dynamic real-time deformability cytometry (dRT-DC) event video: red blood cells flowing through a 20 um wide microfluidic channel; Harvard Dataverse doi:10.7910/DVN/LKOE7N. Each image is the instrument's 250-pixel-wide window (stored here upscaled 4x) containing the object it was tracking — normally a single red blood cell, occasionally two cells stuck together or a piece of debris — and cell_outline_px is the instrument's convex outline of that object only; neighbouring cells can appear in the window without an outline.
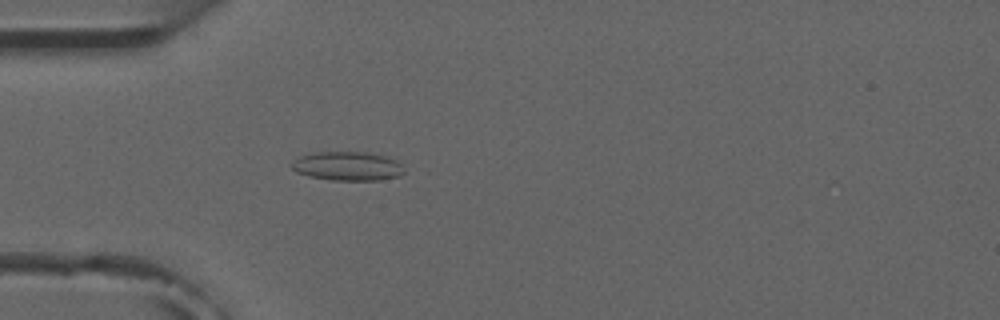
{"species": "common noctule bat (a hibernating species)", "species_latin": "Nyctalus noctula", "temperature_condition": "room temperature", "stored_images_in_passage": 5, "camera_frame_rate_fps": 3000, "um_per_image_px": 0.085, "animal": {"sex": "male", "forearm_length_mm": 52.5}, "frame": {"image": 1, "passage_image": 5, "time_ms": 4.667, "image_size_px": [1000, 320], "cell_outline_px": [[404, 172], [400, 176], [380, 180], [332, 180], [308, 176], [296, 172], [292, 168], [292, 164], [300, 156], [312, 152], [364, 152], [388, 156], [396, 160], [400, 164]], "centroid_in_image_um": [29.56, 14.12], "position_along_channel_um": 55.4, "area_um2": 18.96}}